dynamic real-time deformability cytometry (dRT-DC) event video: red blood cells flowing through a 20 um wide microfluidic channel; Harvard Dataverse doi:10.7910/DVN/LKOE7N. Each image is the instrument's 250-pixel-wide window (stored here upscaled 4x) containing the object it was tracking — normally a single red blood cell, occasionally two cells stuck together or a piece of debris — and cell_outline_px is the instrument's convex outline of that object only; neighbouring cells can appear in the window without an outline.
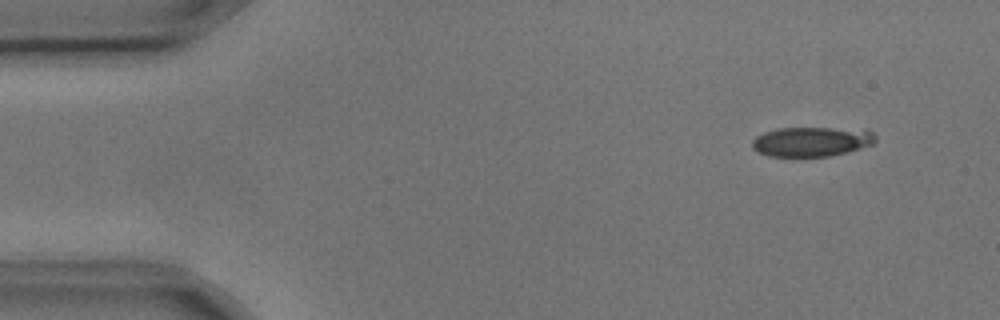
{"species": "common noctule bat (a hibernating species)", "species_latin": "Nyctalus noctula", "temperature_condition": "cold", "stored_images_in_passage": 4, "camera_frame_rate_fps": 3000, "um_per_image_px": 0.085, "animal": {"sex": "male", "body_mass_g": 17.9, "forearm_length_mm": 54.2}, "frame": {"image": 1, "passage_image": 1, "time_ms": 0.0, "image_size_px": [1000, 320], "cell_outline_px": [[876, 140], [872, 144], [848, 152], [828, 156], [768, 156], [752, 148], [752, 140], [756, 136], [764, 132], [780, 128], [868, 128], [876, 136]], "centroid_in_image_um": [69.03, 12.02], "position_along_channel_um": 16.0, "area_um2": 21.44}}